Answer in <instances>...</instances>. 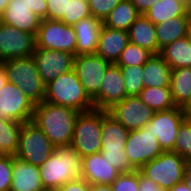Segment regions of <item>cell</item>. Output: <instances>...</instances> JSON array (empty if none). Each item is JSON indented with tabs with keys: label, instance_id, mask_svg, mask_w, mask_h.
<instances>
[{
	"label": "cell",
	"instance_id": "19",
	"mask_svg": "<svg viewBox=\"0 0 191 191\" xmlns=\"http://www.w3.org/2000/svg\"><path fill=\"white\" fill-rule=\"evenodd\" d=\"M103 21L90 16L78 21L74 26L77 38L76 56L82 54H96Z\"/></svg>",
	"mask_w": 191,
	"mask_h": 191
},
{
	"label": "cell",
	"instance_id": "38",
	"mask_svg": "<svg viewBox=\"0 0 191 191\" xmlns=\"http://www.w3.org/2000/svg\"><path fill=\"white\" fill-rule=\"evenodd\" d=\"M105 160L115 167L120 173H126L134 170L129 164L125 150L114 152H101Z\"/></svg>",
	"mask_w": 191,
	"mask_h": 191
},
{
	"label": "cell",
	"instance_id": "42",
	"mask_svg": "<svg viewBox=\"0 0 191 191\" xmlns=\"http://www.w3.org/2000/svg\"><path fill=\"white\" fill-rule=\"evenodd\" d=\"M138 191H164L157 183L152 179L146 177L139 170V189Z\"/></svg>",
	"mask_w": 191,
	"mask_h": 191
},
{
	"label": "cell",
	"instance_id": "13",
	"mask_svg": "<svg viewBox=\"0 0 191 191\" xmlns=\"http://www.w3.org/2000/svg\"><path fill=\"white\" fill-rule=\"evenodd\" d=\"M35 104L13 83L0 90V118L26 123L32 121Z\"/></svg>",
	"mask_w": 191,
	"mask_h": 191
},
{
	"label": "cell",
	"instance_id": "16",
	"mask_svg": "<svg viewBox=\"0 0 191 191\" xmlns=\"http://www.w3.org/2000/svg\"><path fill=\"white\" fill-rule=\"evenodd\" d=\"M127 97L121 69L112 64L106 71L99 93L92 99L95 109L109 110L113 105Z\"/></svg>",
	"mask_w": 191,
	"mask_h": 191
},
{
	"label": "cell",
	"instance_id": "17",
	"mask_svg": "<svg viewBox=\"0 0 191 191\" xmlns=\"http://www.w3.org/2000/svg\"><path fill=\"white\" fill-rule=\"evenodd\" d=\"M0 22L36 37L41 19L29 9L26 0H10Z\"/></svg>",
	"mask_w": 191,
	"mask_h": 191
},
{
	"label": "cell",
	"instance_id": "40",
	"mask_svg": "<svg viewBox=\"0 0 191 191\" xmlns=\"http://www.w3.org/2000/svg\"><path fill=\"white\" fill-rule=\"evenodd\" d=\"M12 170V155H0V191H10Z\"/></svg>",
	"mask_w": 191,
	"mask_h": 191
},
{
	"label": "cell",
	"instance_id": "15",
	"mask_svg": "<svg viewBox=\"0 0 191 191\" xmlns=\"http://www.w3.org/2000/svg\"><path fill=\"white\" fill-rule=\"evenodd\" d=\"M32 56L45 85L59 75L73 70L75 55L69 52L35 47Z\"/></svg>",
	"mask_w": 191,
	"mask_h": 191
},
{
	"label": "cell",
	"instance_id": "12",
	"mask_svg": "<svg viewBox=\"0 0 191 191\" xmlns=\"http://www.w3.org/2000/svg\"><path fill=\"white\" fill-rule=\"evenodd\" d=\"M107 112L129 131L145 127L155 111L138 96H127L113 105Z\"/></svg>",
	"mask_w": 191,
	"mask_h": 191
},
{
	"label": "cell",
	"instance_id": "39",
	"mask_svg": "<svg viewBox=\"0 0 191 191\" xmlns=\"http://www.w3.org/2000/svg\"><path fill=\"white\" fill-rule=\"evenodd\" d=\"M47 18L51 20H60L67 24V8L71 0H46Z\"/></svg>",
	"mask_w": 191,
	"mask_h": 191
},
{
	"label": "cell",
	"instance_id": "50",
	"mask_svg": "<svg viewBox=\"0 0 191 191\" xmlns=\"http://www.w3.org/2000/svg\"><path fill=\"white\" fill-rule=\"evenodd\" d=\"M10 0H0V19Z\"/></svg>",
	"mask_w": 191,
	"mask_h": 191
},
{
	"label": "cell",
	"instance_id": "44",
	"mask_svg": "<svg viewBox=\"0 0 191 191\" xmlns=\"http://www.w3.org/2000/svg\"><path fill=\"white\" fill-rule=\"evenodd\" d=\"M130 2L137 8L140 14H144L151 6H154L159 0H130Z\"/></svg>",
	"mask_w": 191,
	"mask_h": 191
},
{
	"label": "cell",
	"instance_id": "8",
	"mask_svg": "<svg viewBox=\"0 0 191 191\" xmlns=\"http://www.w3.org/2000/svg\"><path fill=\"white\" fill-rule=\"evenodd\" d=\"M35 40L36 48L65 51L76 56L75 30L60 20L42 19Z\"/></svg>",
	"mask_w": 191,
	"mask_h": 191
},
{
	"label": "cell",
	"instance_id": "25",
	"mask_svg": "<svg viewBox=\"0 0 191 191\" xmlns=\"http://www.w3.org/2000/svg\"><path fill=\"white\" fill-rule=\"evenodd\" d=\"M143 15L155 25L176 17L188 16L187 2L184 0H159Z\"/></svg>",
	"mask_w": 191,
	"mask_h": 191
},
{
	"label": "cell",
	"instance_id": "43",
	"mask_svg": "<svg viewBox=\"0 0 191 191\" xmlns=\"http://www.w3.org/2000/svg\"><path fill=\"white\" fill-rule=\"evenodd\" d=\"M62 191H89L90 184L84 179L79 178L71 182H67L61 186Z\"/></svg>",
	"mask_w": 191,
	"mask_h": 191
},
{
	"label": "cell",
	"instance_id": "32",
	"mask_svg": "<svg viewBox=\"0 0 191 191\" xmlns=\"http://www.w3.org/2000/svg\"><path fill=\"white\" fill-rule=\"evenodd\" d=\"M153 54L147 49L129 42L116 62L119 67L143 66Z\"/></svg>",
	"mask_w": 191,
	"mask_h": 191
},
{
	"label": "cell",
	"instance_id": "1",
	"mask_svg": "<svg viewBox=\"0 0 191 191\" xmlns=\"http://www.w3.org/2000/svg\"><path fill=\"white\" fill-rule=\"evenodd\" d=\"M80 112L50 104H36L32 121L43 131L55 147L71 144L75 123Z\"/></svg>",
	"mask_w": 191,
	"mask_h": 191
},
{
	"label": "cell",
	"instance_id": "5",
	"mask_svg": "<svg viewBox=\"0 0 191 191\" xmlns=\"http://www.w3.org/2000/svg\"><path fill=\"white\" fill-rule=\"evenodd\" d=\"M188 162L178 153L164 151L157 158L144 164L139 170L157 183L164 191L184 181Z\"/></svg>",
	"mask_w": 191,
	"mask_h": 191
},
{
	"label": "cell",
	"instance_id": "28",
	"mask_svg": "<svg viewBox=\"0 0 191 191\" xmlns=\"http://www.w3.org/2000/svg\"><path fill=\"white\" fill-rule=\"evenodd\" d=\"M188 20V16H182L155 25L160 50L166 45L186 36Z\"/></svg>",
	"mask_w": 191,
	"mask_h": 191
},
{
	"label": "cell",
	"instance_id": "36",
	"mask_svg": "<svg viewBox=\"0 0 191 191\" xmlns=\"http://www.w3.org/2000/svg\"><path fill=\"white\" fill-rule=\"evenodd\" d=\"M111 186L113 191H138L139 169H134L126 173H120Z\"/></svg>",
	"mask_w": 191,
	"mask_h": 191
},
{
	"label": "cell",
	"instance_id": "21",
	"mask_svg": "<svg viewBox=\"0 0 191 191\" xmlns=\"http://www.w3.org/2000/svg\"><path fill=\"white\" fill-rule=\"evenodd\" d=\"M129 42L128 31L102 26L96 54L116 64Z\"/></svg>",
	"mask_w": 191,
	"mask_h": 191
},
{
	"label": "cell",
	"instance_id": "48",
	"mask_svg": "<svg viewBox=\"0 0 191 191\" xmlns=\"http://www.w3.org/2000/svg\"><path fill=\"white\" fill-rule=\"evenodd\" d=\"M168 191H190V189L188 188V186L186 185V183L184 181L177 183L176 185H174L170 190Z\"/></svg>",
	"mask_w": 191,
	"mask_h": 191
},
{
	"label": "cell",
	"instance_id": "2",
	"mask_svg": "<svg viewBox=\"0 0 191 191\" xmlns=\"http://www.w3.org/2000/svg\"><path fill=\"white\" fill-rule=\"evenodd\" d=\"M43 188L61 187L82 176V157L71 146L55 147L49 158L39 166Z\"/></svg>",
	"mask_w": 191,
	"mask_h": 191
},
{
	"label": "cell",
	"instance_id": "22",
	"mask_svg": "<svg viewBox=\"0 0 191 191\" xmlns=\"http://www.w3.org/2000/svg\"><path fill=\"white\" fill-rule=\"evenodd\" d=\"M12 183L10 191H41L39 167L12 156Z\"/></svg>",
	"mask_w": 191,
	"mask_h": 191
},
{
	"label": "cell",
	"instance_id": "46",
	"mask_svg": "<svg viewBox=\"0 0 191 191\" xmlns=\"http://www.w3.org/2000/svg\"><path fill=\"white\" fill-rule=\"evenodd\" d=\"M8 83L4 65L0 62V90Z\"/></svg>",
	"mask_w": 191,
	"mask_h": 191
},
{
	"label": "cell",
	"instance_id": "33",
	"mask_svg": "<svg viewBox=\"0 0 191 191\" xmlns=\"http://www.w3.org/2000/svg\"><path fill=\"white\" fill-rule=\"evenodd\" d=\"M127 96H138L144 88L143 66L120 67Z\"/></svg>",
	"mask_w": 191,
	"mask_h": 191
},
{
	"label": "cell",
	"instance_id": "35",
	"mask_svg": "<svg viewBox=\"0 0 191 191\" xmlns=\"http://www.w3.org/2000/svg\"><path fill=\"white\" fill-rule=\"evenodd\" d=\"M91 16L88 0H71L67 8V25L74 26L78 21Z\"/></svg>",
	"mask_w": 191,
	"mask_h": 191
},
{
	"label": "cell",
	"instance_id": "51",
	"mask_svg": "<svg viewBox=\"0 0 191 191\" xmlns=\"http://www.w3.org/2000/svg\"><path fill=\"white\" fill-rule=\"evenodd\" d=\"M186 37L191 42V19H189L187 23Z\"/></svg>",
	"mask_w": 191,
	"mask_h": 191
},
{
	"label": "cell",
	"instance_id": "30",
	"mask_svg": "<svg viewBox=\"0 0 191 191\" xmlns=\"http://www.w3.org/2000/svg\"><path fill=\"white\" fill-rule=\"evenodd\" d=\"M138 97L155 112L167 111L176 107L170 87H144Z\"/></svg>",
	"mask_w": 191,
	"mask_h": 191
},
{
	"label": "cell",
	"instance_id": "11",
	"mask_svg": "<svg viewBox=\"0 0 191 191\" xmlns=\"http://www.w3.org/2000/svg\"><path fill=\"white\" fill-rule=\"evenodd\" d=\"M187 117L181 107L155 112L145 128L150 130L154 136H157L159 146L163 152L173 151L177 140L178 128Z\"/></svg>",
	"mask_w": 191,
	"mask_h": 191
},
{
	"label": "cell",
	"instance_id": "6",
	"mask_svg": "<svg viewBox=\"0 0 191 191\" xmlns=\"http://www.w3.org/2000/svg\"><path fill=\"white\" fill-rule=\"evenodd\" d=\"M54 150L55 146L33 121L23 123L15 157L39 167Z\"/></svg>",
	"mask_w": 191,
	"mask_h": 191
},
{
	"label": "cell",
	"instance_id": "4",
	"mask_svg": "<svg viewBox=\"0 0 191 191\" xmlns=\"http://www.w3.org/2000/svg\"><path fill=\"white\" fill-rule=\"evenodd\" d=\"M1 63L4 65L8 82L17 85L35 105L44 101L45 84L32 55Z\"/></svg>",
	"mask_w": 191,
	"mask_h": 191
},
{
	"label": "cell",
	"instance_id": "52",
	"mask_svg": "<svg viewBox=\"0 0 191 191\" xmlns=\"http://www.w3.org/2000/svg\"><path fill=\"white\" fill-rule=\"evenodd\" d=\"M41 191H62V188L61 187L42 188Z\"/></svg>",
	"mask_w": 191,
	"mask_h": 191
},
{
	"label": "cell",
	"instance_id": "29",
	"mask_svg": "<svg viewBox=\"0 0 191 191\" xmlns=\"http://www.w3.org/2000/svg\"><path fill=\"white\" fill-rule=\"evenodd\" d=\"M170 90L176 107H182L191 92V67L172 69Z\"/></svg>",
	"mask_w": 191,
	"mask_h": 191
},
{
	"label": "cell",
	"instance_id": "49",
	"mask_svg": "<svg viewBox=\"0 0 191 191\" xmlns=\"http://www.w3.org/2000/svg\"><path fill=\"white\" fill-rule=\"evenodd\" d=\"M181 109L186 113L187 116L191 114V92L188 101L181 107Z\"/></svg>",
	"mask_w": 191,
	"mask_h": 191
},
{
	"label": "cell",
	"instance_id": "31",
	"mask_svg": "<svg viewBox=\"0 0 191 191\" xmlns=\"http://www.w3.org/2000/svg\"><path fill=\"white\" fill-rule=\"evenodd\" d=\"M22 125V122L0 118V155H16Z\"/></svg>",
	"mask_w": 191,
	"mask_h": 191
},
{
	"label": "cell",
	"instance_id": "9",
	"mask_svg": "<svg viewBox=\"0 0 191 191\" xmlns=\"http://www.w3.org/2000/svg\"><path fill=\"white\" fill-rule=\"evenodd\" d=\"M124 150L129 164L134 169H140L163 152L157 136L145 127L129 131Z\"/></svg>",
	"mask_w": 191,
	"mask_h": 191
},
{
	"label": "cell",
	"instance_id": "27",
	"mask_svg": "<svg viewBox=\"0 0 191 191\" xmlns=\"http://www.w3.org/2000/svg\"><path fill=\"white\" fill-rule=\"evenodd\" d=\"M140 15L130 0H122L105 18L103 26L128 31Z\"/></svg>",
	"mask_w": 191,
	"mask_h": 191
},
{
	"label": "cell",
	"instance_id": "41",
	"mask_svg": "<svg viewBox=\"0 0 191 191\" xmlns=\"http://www.w3.org/2000/svg\"><path fill=\"white\" fill-rule=\"evenodd\" d=\"M29 9L41 20L47 18V1L46 0H26Z\"/></svg>",
	"mask_w": 191,
	"mask_h": 191
},
{
	"label": "cell",
	"instance_id": "45",
	"mask_svg": "<svg viewBox=\"0 0 191 191\" xmlns=\"http://www.w3.org/2000/svg\"><path fill=\"white\" fill-rule=\"evenodd\" d=\"M89 191H113V189L111 185L90 184Z\"/></svg>",
	"mask_w": 191,
	"mask_h": 191
},
{
	"label": "cell",
	"instance_id": "24",
	"mask_svg": "<svg viewBox=\"0 0 191 191\" xmlns=\"http://www.w3.org/2000/svg\"><path fill=\"white\" fill-rule=\"evenodd\" d=\"M144 87H170L172 68L160 54H153L143 65Z\"/></svg>",
	"mask_w": 191,
	"mask_h": 191
},
{
	"label": "cell",
	"instance_id": "37",
	"mask_svg": "<svg viewBox=\"0 0 191 191\" xmlns=\"http://www.w3.org/2000/svg\"><path fill=\"white\" fill-rule=\"evenodd\" d=\"M91 16L97 17L102 21L122 0H88Z\"/></svg>",
	"mask_w": 191,
	"mask_h": 191
},
{
	"label": "cell",
	"instance_id": "18",
	"mask_svg": "<svg viewBox=\"0 0 191 191\" xmlns=\"http://www.w3.org/2000/svg\"><path fill=\"white\" fill-rule=\"evenodd\" d=\"M120 172L104 159L102 153L82 157V176L89 184L111 185Z\"/></svg>",
	"mask_w": 191,
	"mask_h": 191
},
{
	"label": "cell",
	"instance_id": "26",
	"mask_svg": "<svg viewBox=\"0 0 191 191\" xmlns=\"http://www.w3.org/2000/svg\"><path fill=\"white\" fill-rule=\"evenodd\" d=\"M160 55L172 69L191 67V42L185 36L163 47Z\"/></svg>",
	"mask_w": 191,
	"mask_h": 191
},
{
	"label": "cell",
	"instance_id": "7",
	"mask_svg": "<svg viewBox=\"0 0 191 191\" xmlns=\"http://www.w3.org/2000/svg\"><path fill=\"white\" fill-rule=\"evenodd\" d=\"M70 145L81 157L100 152L101 110L79 113Z\"/></svg>",
	"mask_w": 191,
	"mask_h": 191
},
{
	"label": "cell",
	"instance_id": "10",
	"mask_svg": "<svg viewBox=\"0 0 191 191\" xmlns=\"http://www.w3.org/2000/svg\"><path fill=\"white\" fill-rule=\"evenodd\" d=\"M111 65L97 54L75 56L73 70L91 100L99 93L103 77Z\"/></svg>",
	"mask_w": 191,
	"mask_h": 191
},
{
	"label": "cell",
	"instance_id": "23",
	"mask_svg": "<svg viewBox=\"0 0 191 191\" xmlns=\"http://www.w3.org/2000/svg\"><path fill=\"white\" fill-rule=\"evenodd\" d=\"M128 34L130 42L147 49L152 54H160L155 24L143 14L131 25Z\"/></svg>",
	"mask_w": 191,
	"mask_h": 191
},
{
	"label": "cell",
	"instance_id": "47",
	"mask_svg": "<svg viewBox=\"0 0 191 191\" xmlns=\"http://www.w3.org/2000/svg\"><path fill=\"white\" fill-rule=\"evenodd\" d=\"M184 182L191 191V162L188 163L185 169Z\"/></svg>",
	"mask_w": 191,
	"mask_h": 191
},
{
	"label": "cell",
	"instance_id": "3",
	"mask_svg": "<svg viewBox=\"0 0 191 191\" xmlns=\"http://www.w3.org/2000/svg\"><path fill=\"white\" fill-rule=\"evenodd\" d=\"M44 101L78 112H88L95 109L74 70L59 75L45 85Z\"/></svg>",
	"mask_w": 191,
	"mask_h": 191
},
{
	"label": "cell",
	"instance_id": "14",
	"mask_svg": "<svg viewBox=\"0 0 191 191\" xmlns=\"http://www.w3.org/2000/svg\"><path fill=\"white\" fill-rule=\"evenodd\" d=\"M35 47L33 34L0 22V62L31 56Z\"/></svg>",
	"mask_w": 191,
	"mask_h": 191
},
{
	"label": "cell",
	"instance_id": "53",
	"mask_svg": "<svg viewBox=\"0 0 191 191\" xmlns=\"http://www.w3.org/2000/svg\"><path fill=\"white\" fill-rule=\"evenodd\" d=\"M187 15L189 19H191V0H188L187 2Z\"/></svg>",
	"mask_w": 191,
	"mask_h": 191
},
{
	"label": "cell",
	"instance_id": "20",
	"mask_svg": "<svg viewBox=\"0 0 191 191\" xmlns=\"http://www.w3.org/2000/svg\"><path fill=\"white\" fill-rule=\"evenodd\" d=\"M129 130L116 121L107 111L101 110L100 152L124 150Z\"/></svg>",
	"mask_w": 191,
	"mask_h": 191
},
{
	"label": "cell",
	"instance_id": "34",
	"mask_svg": "<svg viewBox=\"0 0 191 191\" xmlns=\"http://www.w3.org/2000/svg\"><path fill=\"white\" fill-rule=\"evenodd\" d=\"M173 152L191 162V120L187 117L178 128L177 140Z\"/></svg>",
	"mask_w": 191,
	"mask_h": 191
}]
</instances>
